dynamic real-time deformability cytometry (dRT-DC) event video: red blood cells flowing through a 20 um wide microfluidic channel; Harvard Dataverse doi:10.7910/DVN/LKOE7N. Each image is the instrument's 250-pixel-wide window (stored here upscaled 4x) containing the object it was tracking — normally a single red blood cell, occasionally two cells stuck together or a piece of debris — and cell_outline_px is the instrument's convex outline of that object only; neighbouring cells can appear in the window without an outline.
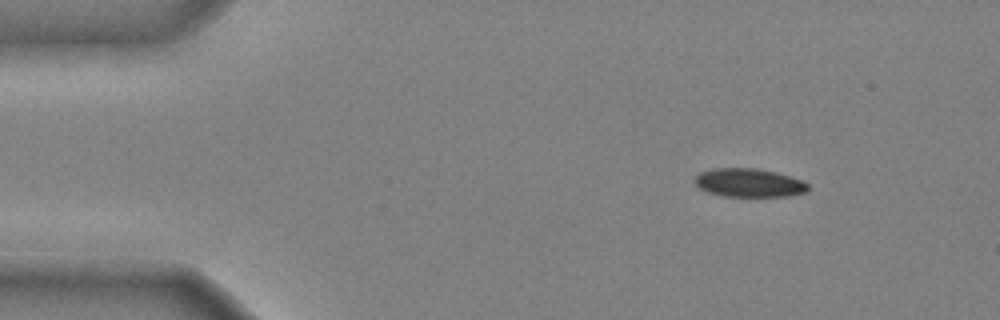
{"species": "common noctule bat (a hibernating species)", "species_latin": "Nyctalus noctula", "temperature_condition": "cold", "stored_images_in_passage": 43, "camera_frame_rate_fps": 3000, "um_per_image_px": 0.085, "animal": {"sex": "male", "body_mass_g": 20.4}, "frame": {"image": 1, "passage_image": 1, "time_ms": 0.0, "image_size_px": [1000, 320], "cell_outline_px": [[808, 192], [788, 196], [724, 196], [708, 192], [700, 188], [696, 184], [696, 176], [700, 172], [712, 168], [756, 168], [776, 172], [804, 180], [808, 184]], "centroid_in_image_um": [63.71, 15.53], "position_along_channel_um": 21.3, "area_um2": 18.84}}
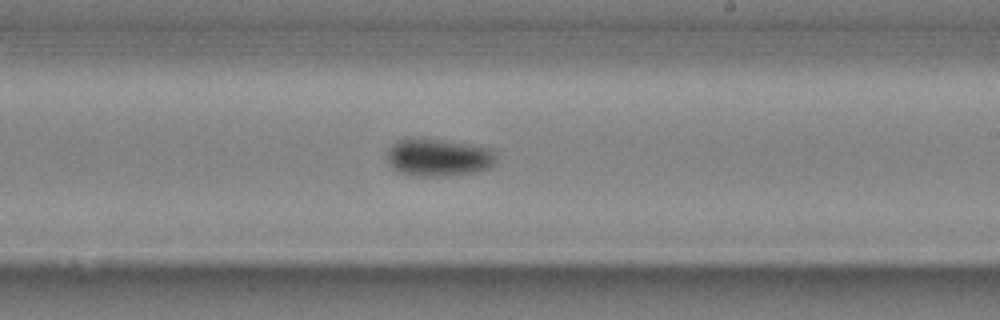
{"frame": {"image": 2, "passage_image": 24, "time_ms": 7.667, "image_size_px": [1000, 320], "cell_outline_px": [[496, 164], [492, 168], [476, 172], [448, 176], [416, 176], [400, 172], [392, 168], [388, 160], [388, 152], [392, 144], [396, 140], [404, 136], [412, 136], [472, 144], [496, 148]], "centroid_in_image_um": [37.32, 13.35], "position_along_channel_um": 251.7, "area_um2": 24.8}}
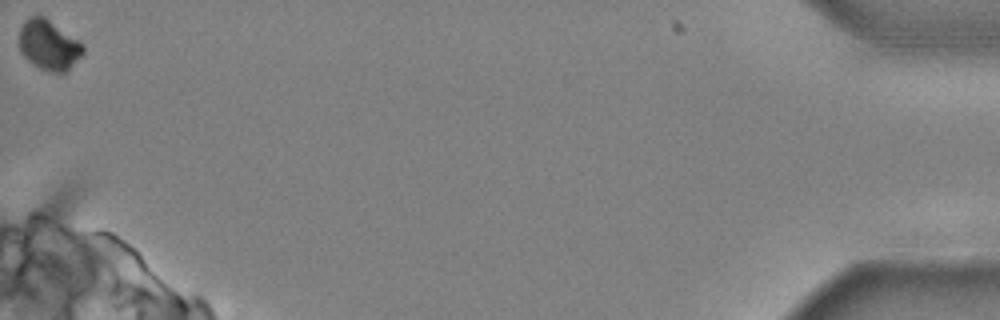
{"frame": {"image": 3, "passage_image": 43, "time_ms": 14.0, "image_size_px": [1000, 320], "cell_outline_px": [[84, 52], [64, 72], [48, 72], [40, 68], [28, 60], [20, 52], [20, 28], [24, 20], [28, 16], [44, 16], [84, 44]], "centroid_in_image_um": [4.13, 3.8], "position_along_channel_um": 431.1, "area_um2": 18.38}, "authors_computed_cell_mechanics": {"area_um2": 21.097, "velocity_mm_per_s": 3.9767, "shape_relaxation_time_tau1_ms": 4.1989, "shape_relaxation_time_tau2_ms": null, "deformation_change_tau1": 0.1458, "deformation_change_tau2": null}}